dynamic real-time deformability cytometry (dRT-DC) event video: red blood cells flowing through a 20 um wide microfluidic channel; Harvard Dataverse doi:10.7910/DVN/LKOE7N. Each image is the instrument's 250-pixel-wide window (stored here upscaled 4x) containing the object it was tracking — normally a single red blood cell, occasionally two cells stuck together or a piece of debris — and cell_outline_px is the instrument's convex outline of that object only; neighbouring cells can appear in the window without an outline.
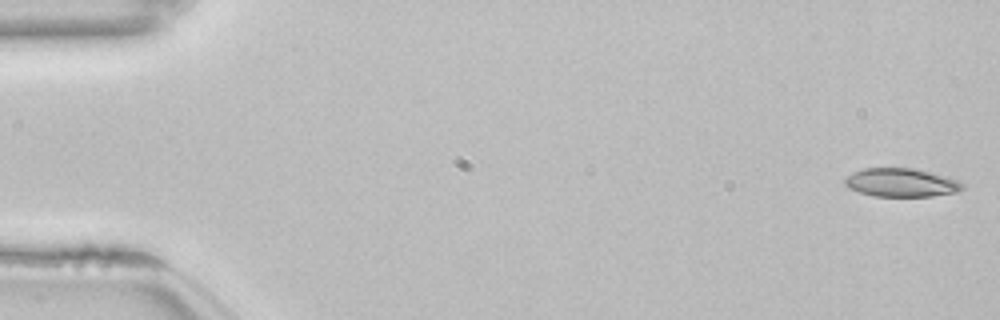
{"species": "common noctule bat (a hibernating species)", "species_latin": "Nyctalus noctula", "temperature_condition": "room temperature", "stored_images_in_passage": 53, "camera_frame_rate_fps": 3000, "um_per_image_px": 0.085, "animal": {"sex": "female", "body_mass_g": 22.7, "forearm_length_mm": 54.2}, "frame": {"image": 1, "passage_image": 1, "time_ms": 0.0, "image_size_px": [1000, 320], "cell_outline_px": [[964, 188], [956, 192], [932, 196], [872, 196], [848, 188], [844, 184], [844, 180], [852, 172], [864, 168], [912, 168], [928, 172], [956, 180], [964, 184]], "centroid_in_image_um": [76.55, 15.52], "position_along_channel_um": 8.4, "area_um2": 19.31}}
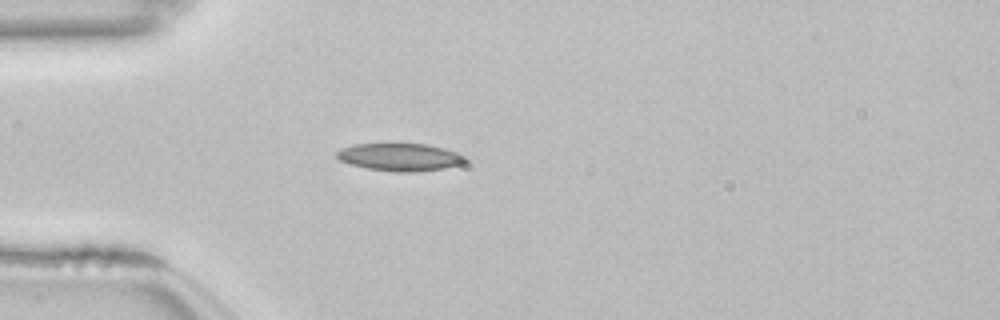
{"frame": {"image": 2, "passage_image": 15, "time_ms": 4.667, "image_size_px": [1000, 320], "cell_outline_px": [[468, 160], [460, 164], [444, 168], [416, 172], [396, 172], [368, 168], [352, 164], [340, 160], [336, 156], [336, 152], [344, 148], [356, 144], [424, 144], [444, 148], [460, 152], [468, 156]], "centroid_in_image_um": [34.09, 13.35], "position_along_channel_um": 50.9, "area_um2": 20.58}}
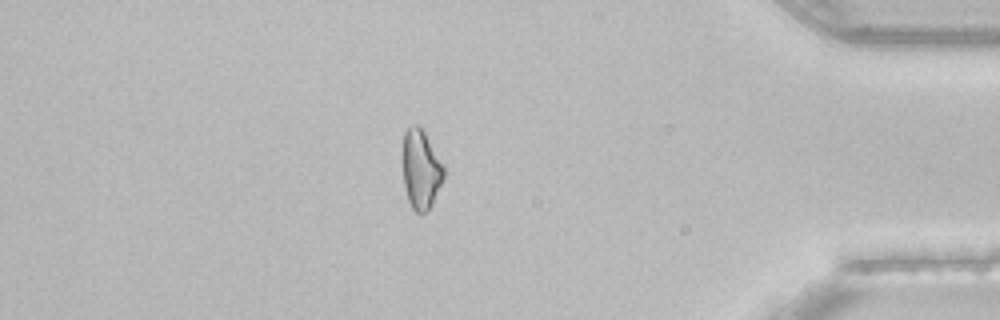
{"frame": {"image": 3, "passage_image": 46, "time_ms": 15.0, "image_size_px": [1000, 320], "cell_outline_px": [[444, 176], [432, 204], [424, 212], [416, 212], [412, 208], [408, 200], [404, 184], [400, 156], [404, 132], [408, 124], [420, 124], [444, 164]], "centroid_in_image_um": [35.73, 14.29], "position_along_channel_um": 399.5, "area_um2": 19.59}, "authors_computed_cell_mechanics": {"area_um2": 19.652, "velocity_mm_per_s": 3.8524, "shape_relaxation_time_tau1_ms": null, "shape_relaxation_time_tau2_ms": 8.5832, "deformation_change_tau1": null, "deformation_change_tau2": 0.1765}}